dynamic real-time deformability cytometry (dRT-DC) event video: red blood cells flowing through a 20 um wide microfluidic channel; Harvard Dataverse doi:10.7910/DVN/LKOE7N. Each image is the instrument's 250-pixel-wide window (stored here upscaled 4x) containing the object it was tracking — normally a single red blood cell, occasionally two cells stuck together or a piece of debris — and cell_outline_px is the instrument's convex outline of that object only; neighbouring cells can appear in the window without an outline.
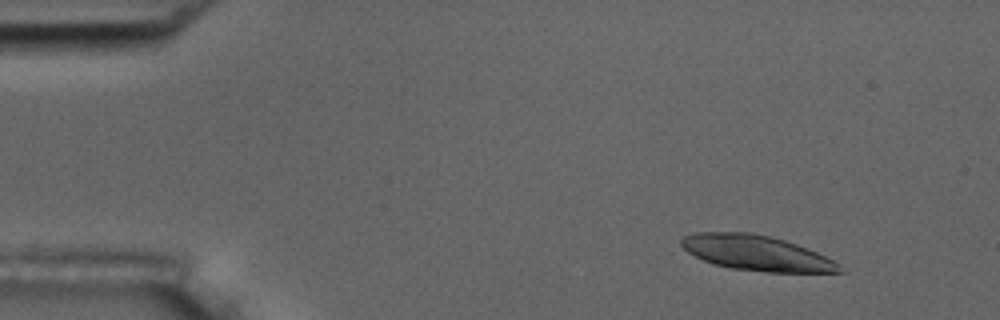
{"species": "common noctule bat (a hibernating species)", "species_latin": "Nyctalus noctula", "temperature_condition": "room temperature", "stored_images_in_passage": 5, "camera_frame_rate_fps": 3000, "um_per_image_px": 0.085, "animal": {"sex": "male", "body_mass_g": 17.5, "forearm_length_mm": 52.3}, "frame": {"image": 1, "passage_image": 2, "time_ms": 1.333, "image_size_px": [1000, 320], "cell_outline_px": [[844, 272], [768, 272], [732, 268], [716, 264], [704, 260], [688, 252], [680, 244], [680, 240], [684, 236], [692, 232], [748, 232], [768, 236], [784, 240], [796, 244], [816, 252], [840, 264]], "centroid_in_image_um": [64.27, 21.49], "position_along_channel_um": 20.7, "area_um2": 32.08}}